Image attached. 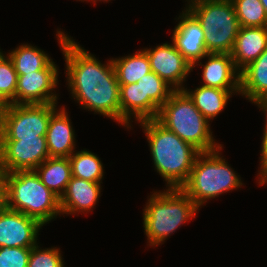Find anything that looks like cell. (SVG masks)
<instances>
[{"mask_svg": "<svg viewBox=\"0 0 267 267\" xmlns=\"http://www.w3.org/2000/svg\"><path fill=\"white\" fill-rule=\"evenodd\" d=\"M56 31L66 64V85L72 99L83 110L106 116L121 125L120 85L111 58L106 64L101 63L66 32Z\"/></svg>", "mask_w": 267, "mask_h": 267, "instance_id": "cell-1", "label": "cell"}, {"mask_svg": "<svg viewBox=\"0 0 267 267\" xmlns=\"http://www.w3.org/2000/svg\"><path fill=\"white\" fill-rule=\"evenodd\" d=\"M148 141L155 171L164 179L166 188H180L189 178L201 153L156 119L140 121Z\"/></svg>", "mask_w": 267, "mask_h": 267, "instance_id": "cell-2", "label": "cell"}, {"mask_svg": "<svg viewBox=\"0 0 267 267\" xmlns=\"http://www.w3.org/2000/svg\"><path fill=\"white\" fill-rule=\"evenodd\" d=\"M165 189L152 192L142 213L147 245L151 247L164 244L173 232L194 219L200 210L181 188Z\"/></svg>", "mask_w": 267, "mask_h": 267, "instance_id": "cell-3", "label": "cell"}, {"mask_svg": "<svg viewBox=\"0 0 267 267\" xmlns=\"http://www.w3.org/2000/svg\"><path fill=\"white\" fill-rule=\"evenodd\" d=\"M5 207L35 218L42 225L61 215L60 198L47 188L35 170L3 173Z\"/></svg>", "mask_w": 267, "mask_h": 267, "instance_id": "cell-4", "label": "cell"}, {"mask_svg": "<svg viewBox=\"0 0 267 267\" xmlns=\"http://www.w3.org/2000/svg\"><path fill=\"white\" fill-rule=\"evenodd\" d=\"M156 120L200 152L214 151L223 146L214 139L209 121L184 90H175L171 94L159 109Z\"/></svg>", "mask_w": 267, "mask_h": 267, "instance_id": "cell-5", "label": "cell"}, {"mask_svg": "<svg viewBox=\"0 0 267 267\" xmlns=\"http://www.w3.org/2000/svg\"><path fill=\"white\" fill-rule=\"evenodd\" d=\"M222 147L210 152H201L192 167L189 178L180 187L188 197L202 208L205 202L226 192L241 188V177L221 156Z\"/></svg>", "mask_w": 267, "mask_h": 267, "instance_id": "cell-6", "label": "cell"}, {"mask_svg": "<svg viewBox=\"0 0 267 267\" xmlns=\"http://www.w3.org/2000/svg\"><path fill=\"white\" fill-rule=\"evenodd\" d=\"M205 33L208 53H231L240 25L231 0H204L186 7Z\"/></svg>", "mask_w": 267, "mask_h": 267, "instance_id": "cell-7", "label": "cell"}, {"mask_svg": "<svg viewBox=\"0 0 267 267\" xmlns=\"http://www.w3.org/2000/svg\"><path fill=\"white\" fill-rule=\"evenodd\" d=\"M58 103L10 104L2 109L0 140L46 138L51 115Z\"/></svg>", "mask_w": 267, "mask_h": 267, "instance_id": "cell-8", "label": "cell"}, {"mask_svg": "<svg viewBox=\"0 0 267 267\" xmlns=\"http://www.w3.org/2000/svg\"><path fill=\"white\" fill-rule=\"evenodd\" d=\"M49 157L46 138L0 140V166L2 173L35 170Z\"/></svg>", "mask_w": 267, "mask_h": 267, "instance_id": "cell-9", "label": "cell"}, {"mask_svg": "<svg viewBox=\"0 0 267 267\" xmlns=\"http://www.w3.org/2000/svg\"><path fill=\"white\" fill-rule=\"evenodd\" d=\"M52 61L45 69L18 75L15 104L58 103L59 67ZM54 91V92H53Z\"/></svg>", "mask_w": 267, "mask_h": 267, "instance_id": "cell-10", "label": "cell"}, {"mask_svg": "<svg viewBox=\"0 0 267 267\" xmlns=\"http://www.w3.org/2000/svg\"><path fill=\"white\" fill-rule=\"evenodd\" d=\"M151 66V71L155 72L161 79L165 80L175 90H183V85L187 76L193 72L192 65L179 52L172 43H163L155 48L143 49Z\"/></svg>", "mask_w": 267, "mask_h": 267, "instance_id": "cell-11", "label": "cell"}, {"mask_svg": "<svg viewBox=\"0 0 267 267\" xmlns=\"http://www.w3.org/2000/svg\"><path fill=\"white\" fill-rule=\"evenodd\" d=\"M42 227L35 218L5 207L0 212V247H34Z\"/></svg>", "mask_w": 267, "mask_h": 267, "instance_id": "cell-12", "label": "cell"}, {"mask_svg": "<svg viewBox=\"0 0 267 267\" xmlns=\"http://www.w3.org/2000/svg\"><path fill=\"white\" fill-rule=\"evenodd\" d=\"M182 10L177 25L172 30V41L177 50L193 66L208 52L204 43V31L196 17L186 8Z\"/></svg>", "mask_w": 267, "mask_h": 267, "instance_id": "cell-13", "label": "cell"}, {"mask_svg": "<svg viewBox=\"0 0 267 267\" xmlns=\"http://www.w3.org/2000/svg\"><path fill=\"white\" fill-rule=\"evenodd\" d=\"M202 59H206L205 64L199 60L192 69L197 65L203 68L201 75L203 86L222 90H240V71L236 68L231 54L207 53Z\"/></svg>", "mask_w": 267, "mask_h": 267, "instance_id": "cell-14", "label": "cell"}, {"mask_svg": "<svg viewBox=\"0 0 267 267\" xmlns=\"http://www.w3.org/2000/svg\"><path fill=\"white\" fill-rule=\"evenodd\" d=\"M103 183L71 177L60 198L61 215H77L92 212L101 197Z\"/></svg>", "mask_w": 267, "mask_h": 267, "instance_id": "cell-15", "label": "cell"}, {"mask_svg": "<svg viewBox=\"0 0 267 267\" xmlns=\"http://www.w3.org/2000/svg\"><path fill=\"white\" fill-rule=\"evenodd\" d=\"M65 106L57 109L48 123L45 135L50 157L69 158L76 148V136Z\"/></svg>", "mask_w": 267, "mask_h": 267, "instance_id": "cell-16", "label": "cell"}, {"mask_svg": "<svg viewBox=\"0 0 267 267\" xmlns=\"http://www.w3.org/2000/svg\"><path fill=\"white\" fill-rule=\"evenodd\" d=\"M267 48V27H240L231 56L241 72Z\"/></svg>", "mask_w": 267, "mask_h": 267, "instance_id": "cell-17", "label": "cell"}, {"mask_svg": "<svg viewBox=\"0 0 267 267\" xmlns=\"http://www.w3.org/2000/svg\"><path fill=\"white\" fill-rule=\"evenodd\" d=\"M137 84H141L142 90V121L156 119L159 109L175 89L152 71L144 75Z\"/></svg>", "mask_w": 267, "mask_h": 267, "instance_id": "cell-18", "label": "cell"}, {"mask_svg": "<svg viewBox=\"0 0 267 267\" xmlns=\"http://www.w3.org/2000/svg\"><path fill=\"white\" fill-rule=\"evenodd\" d=\"M240 94L252 104L267 97V48L240 72Z\"/></svg>", "mask_w": 267, "mask_h": 267, "instance_id": "cell-19", "label": "cell"}, {"mask_svg": "<svg viewBox=\"0 0 267 267\" xmlns=\"http://www.w3.org/2000/svg\"><path fill=\"white\" fill-rule=\"evenodd\" d=\"M193 100L195 107L210 122L227 106L234 94L240 95V90H222L214 87L199 85L193 89H183Z\"/></svg>", "mask_w": 267, "mask_h": 267, "instance_id": "cell-20", "label": "cell"}, {"mask_svg": "<svg viewBox=\"0 0 267 267\" xmlns=\"http://www.w3.org/2000/svg\"><path fill=\"white\" fill-rule=\"evenodd\" d=\"M35 172L41 182L59 198L64 194L72 177L71 164L67 157H49L35 169Z\"/></svg>", "mask_w": 267, "mask_h": 267, "instance_id": "cell-21", "label": "cell"}, {"mask_svg": "<svg viewBox=\"0 0 267 267\" xmlns=\"http://www.w3.org/2000/svg\"><path fill=\"white\" fill-rule=\"evenodd\" d=\"M111 60L119 84L137 83L144 75L151 72L148 56L143 49Z\"/></svg>", "mask_w": 267, "mask_h": 267, "instance_id": "cell-22", "label": "cell"}, {"mask_svg": "<svg viewBox=\"0 0 267 267\" xmlns=\"http://www.w3.org/2000/svg\"><path fill=\"white\" fill-rule=\"evenodd\" d=\"M7 55L11 59L18 75L43 70L53 61L44 50L28 43H21V45L8 52Z\"/></svg>", "mask_w": 267, "mask_h": 267, "instance_id": "cell-23", "label": "cell"}, {"mask_svg": "<svg viewBox=\"0 0 267 267\" xmlns=\"http://www.w3.org/2000/svg\"><path fill=\"white\" fill-rule=\"evenodd\" d=\"M72 176L90 182L102 183L104 178V167L100 158L91 151L81 149L69 157Z\"/></svg>", "mask_w": 267, "mask_h": 267, "instance_id": "cell-24", "label": "cell"}, {"mask_svg": "<svg viewBox=\"0 0 267 267\" xmlns=\"http://www.w3.org/2000/svg\"><path fill=\"white\" fill-rule=\"evenodd\" d=\"M120 85V111L121 125L126 129L132 128L133 120L142 121V90L141 84H119Z\"/></svg>", "mask_w": 267, "mask_h": 267, "instance_id": "cell-25", "label": "cell"}, {"mask_svg": "<svg viewBox=\"0 0 267 267\" xmlns=\"http://www.w3.org/2000/svg\"><path fill=\"white\" fill-rule=\"evenodd\" d=\"M240 27H267V14L260 0H231Z\"/></svg>", "mask_w": 267, "mask_h": 267, "instance_id": "cell-26", "label": "cell"}, {"mask_svg": "<svg viewBox=\"0 0 267 267\" xmlns=\"http://www.w3.org/2000/svg\"><path fill=\"white\" fill-rule=\"evenodd\" d=\"M18 74L8 55L0 49V107L15 104Z\"/></svg>", "mask_w": 267, "mask_h": 267, "instance_id": "cell-27", "label": "cell"}, {"mask_svg": "<svg viewBox=\"0 0 267 267\" xmlns=\"http://www.w3.org/2000/svg\"><path fill=\"white\" fill-rule=\"evenodd\" d=\"M60 248H41L36 245L31 248L27 267H65Z\"/></svg>", "mask_w": 267, "mask_h": 267, "instance_id": "cell-28", "label": "cell"}, {"mask_svg": "<svg viewBox=\"0 0 267 267\" xmlns=\"http://www.w3.org/2000/svg\"><path fill=\"white\" fill-rule=\"evenodd\" d=\"M32 247H0V267H27Z\"/></svg>", "mask_w": 267, "mask_h": 267, "instance_id": "cell-29", "label": "cell"}, {"mask_svg": "<svg viewBox=\"0 0 267 267\" xmlns=\"http://www.w3.org/2000/svg\"><path fill=\"white\" fill-rule=\"evenodd\" d=\"M264 132L260 151V170H258V184L259 186L267 185V126H264Z\"/></svg>", "mask_w": 267, "mask_h": 267, "instance_id": "cell-30", "label": "cell"}, {"mask_svg": "<svg viewBox=\"0 0 267 267\" xmlns=\"http://www.w3.org/2000/svg\"><path fill=\"white\" fill-rule=\"evenodd\" d=\"M254 104L257 105V107L264 113V119H266L264 126H267V97L258 99Z\"/></svg>", "mask_w": 267, "mask_h": 267, "instance_id": "cell-31", "label": "cell"}, {"mask_svg": "<svg viewBox=\"0 0 267 267\" xmlns=\"http://www.w3.org/2000/svg\"><path fill=\"white\" fill-rule=\"evenodd\" d=\"M5 208V190L4 186L0 184V212Z\"/></svg>", "mask_w": 267, "mask_h": 267, "instance_id": "cell-32", "label": "cell"}, {"mask_svg": "<svg viewBox=\"0 0 267 267\" xmlns=\"http://www.w3.org/2000/svg\"><path fill=\"white\" fill-rule=\"evenodd\" d=\"M187 1V4H186V7L189 6L190 4H194V3H197L199 1H204V0H186Z\"/></svg>", "mask_w": 267, "mask_h": 267, "instance_id": "cell-33", "label": "cell"}, {"mask_svg": "<svg viewBox=\"0 0 267 267\" xmlns=\"http://www.w3.org/2000/svg\"><path fill=\"white\" fill-rule=\"evenodd\" d=\"M267 14V0H260Z\"/></svg>", "mask_w": 267, "mask_h": 267, "instance_id": "cell-34", "label": "cell"}, {"mask_svg": "<svg viewBox=\"0 0 267 267\" xmlns=\"http://www.w3.org/2000/svg\"><path fill=\"white\" fill-rule=\"evenodd\" d=\"M84 1H86V2L88 1L89 2L90 0H84ZM97 1H100V2L103 1V2H107L108 3L111 0H91V2H94V5H96Z\"/></svg>", "mask_w": 267, "mask_h": 267, "instance_id": "cell-35", "label": "cell"}, {"mask_svg": "<svg viewBox=\"0 0 267 267\" xmlns=\"http://www.w3.org/2000/svg\"><path fill=\"white\" fill-rule=\"evenodd\" d=\"M2 107H0V131H1V120H2Z\"/></svg>", "mask_w": 267, "mask_h": 267, "instance_id": "cell-36", "label": "cell"}, {"mask_svg": "<svg viewBox=\"0 0 267 267\" xmlns=\"http://www.w3.org/2000/svg\"><path fill=\"white\" fill-rule=\"evenodd\" d=\"M2 176H3V173H2V170H1V166H0V184L2 183Z\"/></svg>", "mask_w": 267, "mask_h": 267, "instance_id": "cell-37", "label": "cell"}]
</instances>
